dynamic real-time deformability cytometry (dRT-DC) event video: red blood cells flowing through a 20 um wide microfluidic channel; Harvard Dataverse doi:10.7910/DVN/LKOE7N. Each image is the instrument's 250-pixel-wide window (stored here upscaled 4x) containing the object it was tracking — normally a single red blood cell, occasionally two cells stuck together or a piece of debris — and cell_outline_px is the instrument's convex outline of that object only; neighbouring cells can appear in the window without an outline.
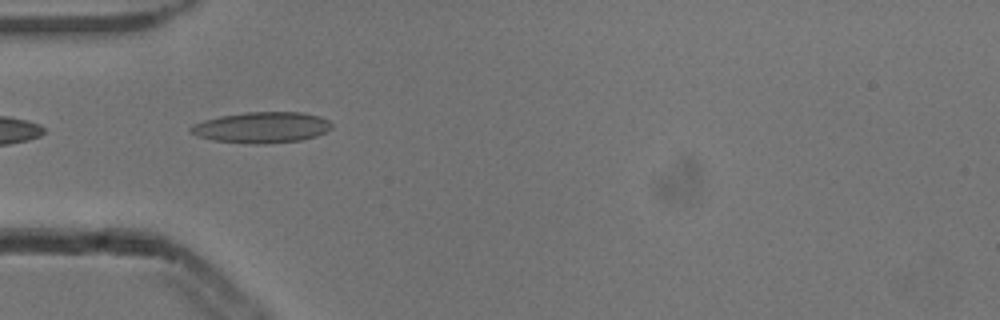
{"species": "common noctule bat (a hibernating species)", "species_latin": "Nyctalus noctula", "temperature_condition": "cold", "stored_images_in_passage": 8, "camera_frame_rate_fps": 3000, "um_per_image_px": 0.085, "animal": {"sex": "male", "body_mass_g": 13.3}, "frame": {"image": 1, "passage_image": 5, "time_ms": 1.333, "image_size_px": [1000, 320], "cell_outline_px": [[332, 128], [316, 136], [300, 140], [264, 144], [252, 144], [212, 140], [196, 136], [188, 128], [192, 124], [204, 120], [220, 116], [244, 112], [304, 112], [320, 116], [328, 120], [332, 124]], "centroid_in_image_um": [22.24, 10.83], "position_along_channel_um": 62.8, "area_um2": 25.55}}
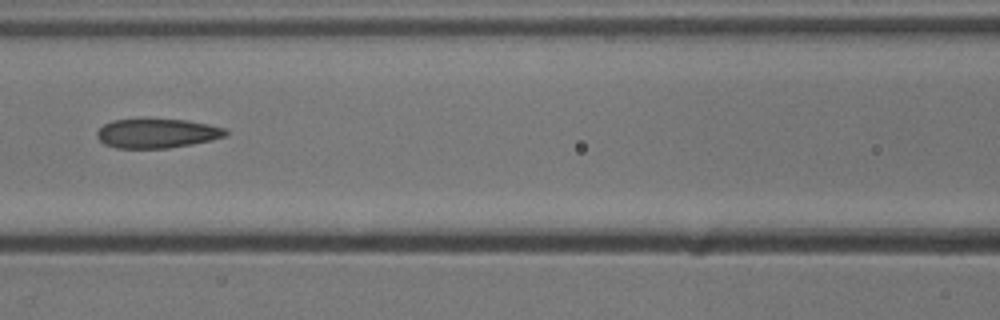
{"frame": {"image": 2, "passage_image": 7, "time_ms": 2.0, "image_size_px": [1000, 320], "cell_outline_px": [[228, 136], [212, 140], [192, 144], [168, 148], [116, 148], [104, 144], [96, 136], [96, 132], [104, 124], [112, 120], [148, 116], [188, 120], [208, 124], [224, 128], [228, 132]], "centroid_in_image_um": [13.33, 11.29], "position_along_channel_um": 153.3, "area_um2": 22.95}}
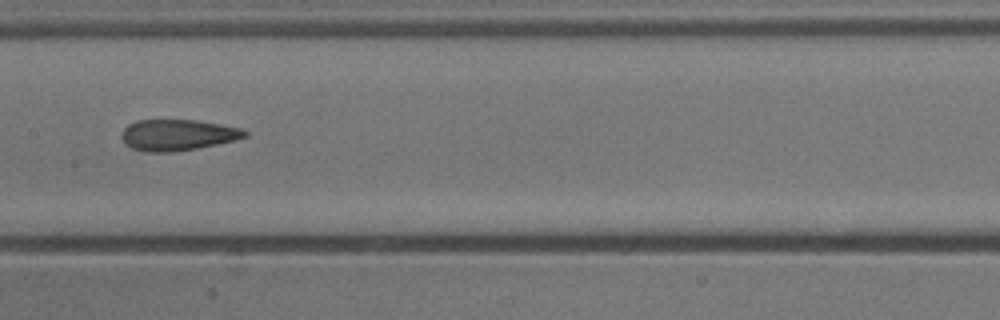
{"frame": {"image": 3, "passage_image": 8, "time_ms": 2.333, "image_size_px": [1000, 320], "cell_outline_px": [[248, 136], [236, 140], [196, 148], [172, 152], [148, 152], [132, 148], [124, 144], [124, 128], [128, 124], [136, 120], [196, 120], [244, 128], [248, 132]], "centroid_in_image_um": [15.15, 11.46], "position_along_channel_um": 192.3, "area_um2": 22.25}}